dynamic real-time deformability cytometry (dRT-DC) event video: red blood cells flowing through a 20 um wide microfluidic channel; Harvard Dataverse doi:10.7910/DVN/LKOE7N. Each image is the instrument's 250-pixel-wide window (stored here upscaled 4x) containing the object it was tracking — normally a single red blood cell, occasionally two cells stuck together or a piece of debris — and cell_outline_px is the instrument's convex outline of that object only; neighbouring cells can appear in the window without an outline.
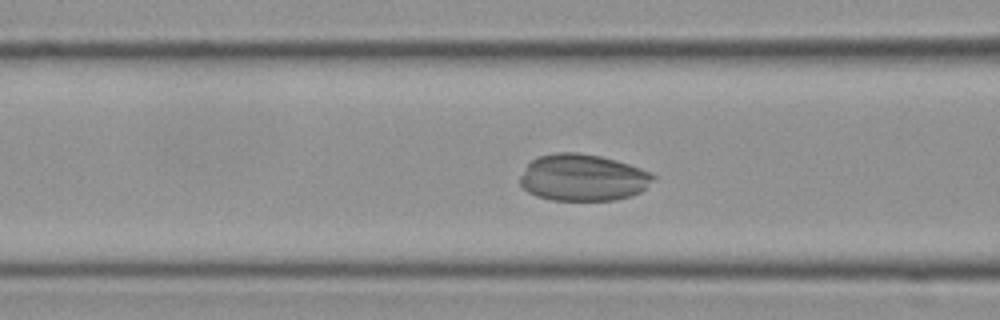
{"species": "Egyptian fruit bat (a non-hibernating species)", "species_latin": "Rousettus aegyptiacus", "temperature_condition": "cold", "stored_images_in_passage": 46, "camera_frame_rate_fps": 3000, "um_per_image_px": 0.085, "frame": {"image": 1, "passage_image": 19, "time_ms": 6.0, "image_size_px": [1000, 320], "cell_outline_px": [[656, 176], [640, 192], [632, 196], [616, 200], [552, 200], [536, 196], [528, 192], [520, 184], [520, 176], [528, 164], [536, 156], [556, 152], [580, 152], [600, 156], [616, 160], [640, 168]], "centroid_in_image_um": [49.51, 15.09], "position_along_channel_um": 117.1, "area_um2": 36.3}}
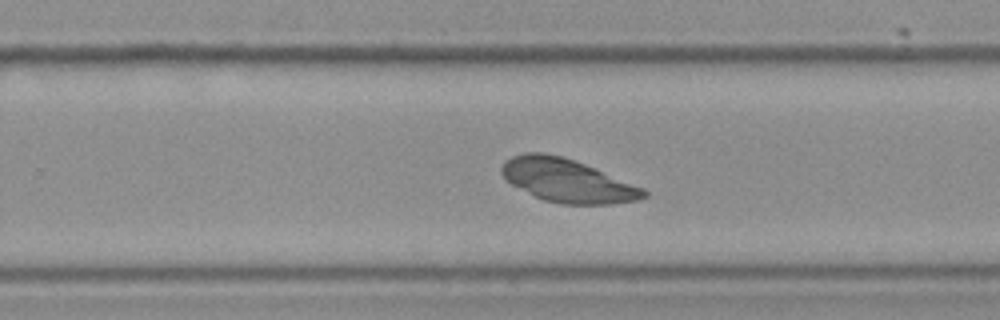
{"frame": {"image": 2, "passage_image": 33, "time_ms": 10.667, "image_size_px": [1000, 320], "cell_outline_px": [[648, 196], [640, 200], [612, 204], [560, 204], [544, 200], [504, 180], [500, 172], [500, 168], [504, 160], [512, 156], [524, 152], [544, 152], [560, 156], [584, 164], [644, 188], [648, 192]], "centroid_in_image_um": [48.2, 15.35], "position_along_channel_um": 281.6, "area_um2": 35.78}}
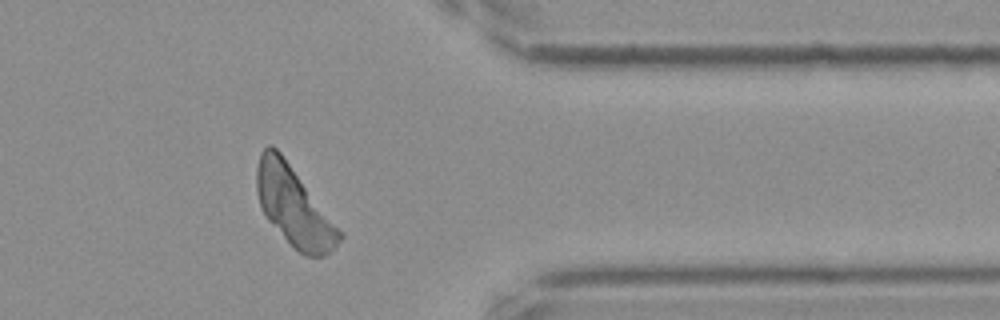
{"frame": {"image": 3, "passage_image": 43, "time_ms": 14.0, "image_size_px": [1000, 320], "cell_outline_px": [[344, 236], [336, 248], [332, 252], [324, 256], [308, 256], [300, 252], [268, 220], [260, 204], [256, 188], [256, 168], [260, 152], [268, 144], [272, 144], [280, 152]], "centroid_in_image_um": [24.96, 17.53], "position_along_channel_um": 386.4, "area_um2": 37.05}}